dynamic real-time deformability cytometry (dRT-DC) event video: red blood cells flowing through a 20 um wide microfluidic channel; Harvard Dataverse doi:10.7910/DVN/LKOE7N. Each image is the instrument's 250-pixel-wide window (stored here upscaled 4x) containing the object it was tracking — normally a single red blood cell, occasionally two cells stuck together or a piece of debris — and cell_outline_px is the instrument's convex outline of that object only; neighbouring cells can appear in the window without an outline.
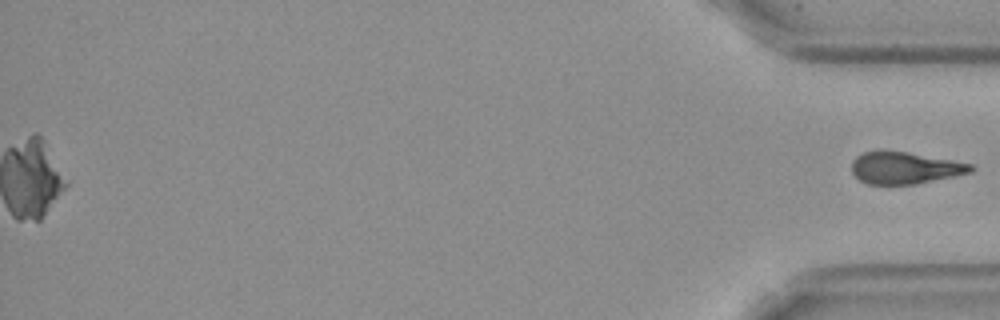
{"species": "Egyptian fruit bat (a non-hibernating species)", "species_latin": "Rousettus aegyptiacus", "temperature_condition": "cold", "stored_images_in_passage": 58, "segment_of_instrument_passage": [2, 2], "camera_frame_rate_fps": 3000, "um_per_image_px": 0.085, "frame": {"image": 1, "passage_image": 58, "time_ms": 19.0, "image_size_px": [1000, 320], "cell_outline_px": [[976, 168], [972, 172], [916, 184], [868, 184], [860, 180], [852, 172], [852, 160], [856, 156], [864, 152], [880, 148], [908, 152], [952, 160], [972, 164]], "centroid_in_image_um": [76.88, 14.24], "position_along_channel_um": 358.3, "area_um2": 22.48}}